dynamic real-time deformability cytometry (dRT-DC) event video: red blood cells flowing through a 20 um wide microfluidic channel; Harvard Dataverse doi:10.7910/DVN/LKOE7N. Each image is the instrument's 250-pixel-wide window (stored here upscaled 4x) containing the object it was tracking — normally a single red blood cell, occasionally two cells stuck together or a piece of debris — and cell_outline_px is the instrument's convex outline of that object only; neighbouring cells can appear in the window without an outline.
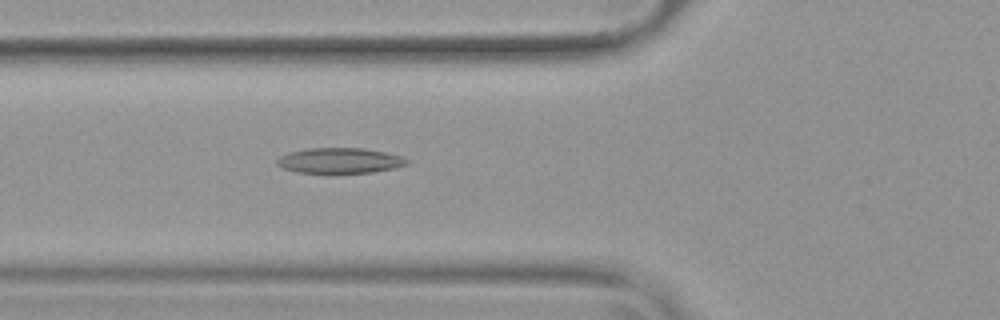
{"species": "common noctule bat (a hibernating species)", "species_latin": "Nyctalus noctula", "temperature_condition": "warm", "stored_images_in_passage": 49, "camera_frame_rate_fps": 3000, "um_per_image_px": 0.085, "animal": {"sex": "female", "body_mass_g": 19.9}, "frame": {"image": 1, "passage_image": 20, "time_ms": 6.333, "image_size_px": [1000, 320], "cell_outline_px": [[408, 164], [392, 168], [372, 172], [332, 176], [328, 176], [296, 172], [284, 168], [276, 164], [276, 160], [280, 156], [288, 152], [308, 148], [364, 148], [384, 152], [400, 156], [408, 160]], "centroid_in_image_um": [28.81, 13.7], "position_along_channel_um": 97.0, "area_um2": 20.06}}
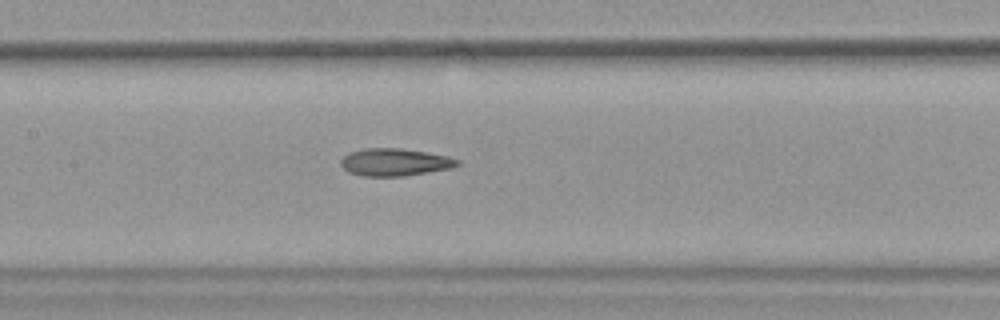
{"frame": {"image": 2, "passage_image": 26, "time_ms": 8.333, "image_size_px": [1000, 320], "cell_outline_px": [[460, 164], [452, 168], [404, 176], [364, 176], [348, 172], [340, 164], [340, 160], [344, 156], [352, 152], [364, 148], [400, 148], [448, 156], [460, 160]], "centroid_in_image_um": [33.57, 13.79], "position_along_channel_um": 173.8, "area_um2": 18.55}}
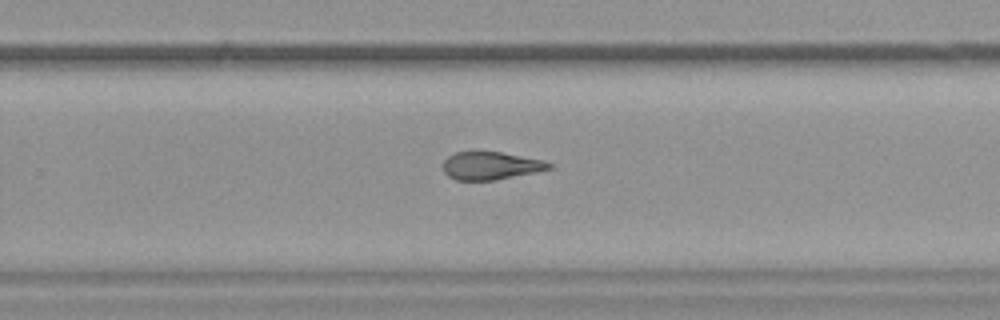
{"frame": {"image": 3, "passage_image": 35, "time_ms": 11.333, "image_size_px": [1000, 320], "cell_outline_px": [[552, 168], [536, 172], [496, 180], [456, 180], [448, 176], [444, 172], [444, 160], [448, 156], [456, 152], [472, 148], [480, 148], [544, 160], [552, 164]], "centroid_in_image_um": [41.68, 14.03], "position_along_channel_um": 288.1, "area_um2": 17.92}}